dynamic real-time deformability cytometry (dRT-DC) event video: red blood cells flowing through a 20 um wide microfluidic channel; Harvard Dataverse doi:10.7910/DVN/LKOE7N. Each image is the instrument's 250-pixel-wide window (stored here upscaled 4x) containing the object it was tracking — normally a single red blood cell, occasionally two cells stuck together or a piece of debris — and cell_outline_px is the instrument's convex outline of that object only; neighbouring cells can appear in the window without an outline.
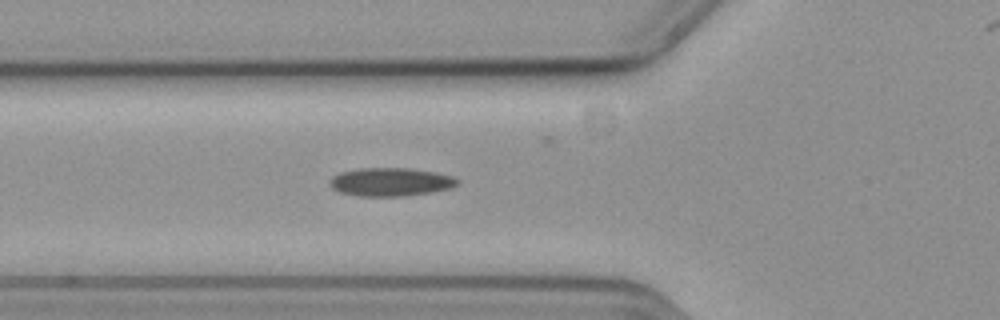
{"species": "common noctule bat (a hibernating species)", "species_latin": "Nyctalus noctula", "temperature_condition": "cold", "stored_images_in_passage": 16, "camera_frame_rate_fps": 3000, "um_per_image_px": 0.085, "animal": {"sex": "female", "body_mass_g": 19.3, "forearm_length_mm": 54.1}, "frame": {"image": 1, "passage_image": 2, "time_ms": 0.333, "image_size_px": [1000, 320], "cell_outline_px": [[460, 184], [452, 188], [432, 192], [404, 196], [360, 196], [340, 192], [332, 188], [328, 184], [328, 180], [332, 176], [340, 172], [360, 168], [408, 168], [436, 172], [452, 176], [460, 180]], "centroid_in_image_um": [33.21, 15.46], "position_along_channel_um": 92.6, "area_um2": 21.33}}
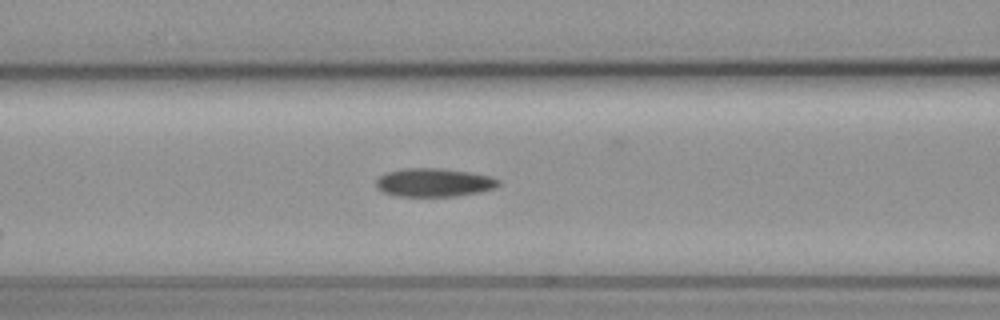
{"frame": {"image": 2, "passage_image": 5, "time_ms": 1.333, "image_size_px": [1000, 320], "cell_outline_px": [[500, 184], [496, 188], [480, 192], [456, 196], [396, 196], [384, 192], [376, 188], [376, 180], [384, 172], [404, 168], [440, 168], [468, 172], [492, 176], [500, 180]], "centroid_in_image_um": [36.89, 15.51], "position_along_channel_um": 129.7, "area_um2": 20.46}}